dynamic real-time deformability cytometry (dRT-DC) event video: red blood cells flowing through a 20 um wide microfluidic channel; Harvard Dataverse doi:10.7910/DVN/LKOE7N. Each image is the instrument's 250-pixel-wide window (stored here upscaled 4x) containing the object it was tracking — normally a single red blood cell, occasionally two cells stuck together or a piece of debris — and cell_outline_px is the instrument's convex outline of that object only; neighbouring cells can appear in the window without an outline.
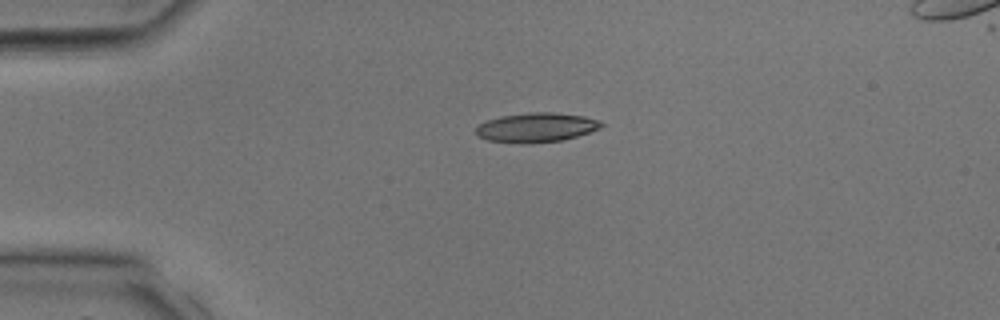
{"species": "common noctule bat (a hibernating species)", "species_latin": "Nyctalus noctula", "temperature_condition": "room temperature", "stored_images_in_passage": 26, "camera_frame_rate_fps": 3000, "um_per_image_px": 0.085, "animal": {"sex": "male", "body_mass_g": 17.9, "forearm_length_mm": 54.2}, "frame": {"image": 1, "passage_image": 1, "time_ms": 0.0, "image_size_px": [1000, 320], "cell_outline_px": [[604, 124], [600, 128], [576, 136], [560, 140], [524, 144], [488, 140], [476, 136], [476, 128], [480, 124], [488, 120], [500, 116], [528, 112], [552, 112], [584, 116], [600, 120]], "centroid_in_image_um": [45.57, 10.83], "position_along_channel_um": 39.4, "area_um2": 21.39}}
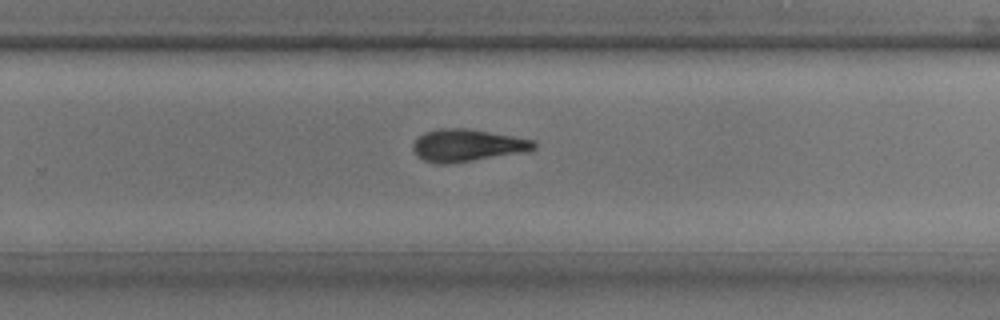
{"frame": {"image": 2, "passage_image": 15, "time_ms": 4.667, "image_size_px": [1000, 320], "cell_outline_px": [[536, 148], [532, 152], [444, 164], [436, 164], [424, 160], [416, 156], [412, 148], [412, 144], [424, 132], [440, 128], [464, 128], [536, 140]], "centroid_in_image_um": [39.75, 12.37], "position_along_channel_um": 290.0, "area_um2": 22.95}}
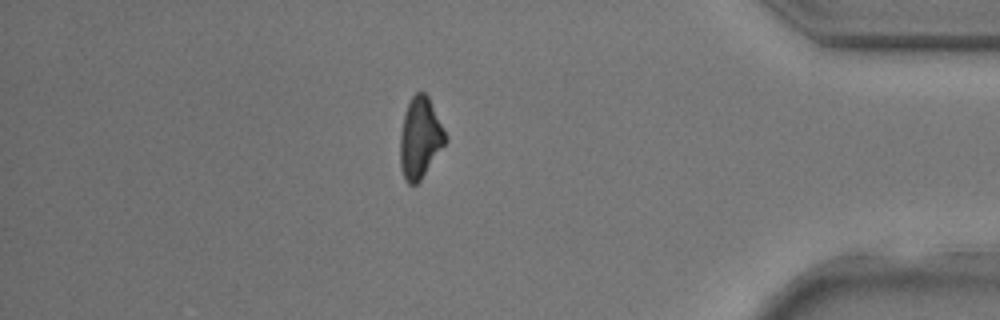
{"frame": {"image": 3, "passage_image": 22, "time_ms": 7.0, "image_size_px": [1000, 320], "cell_outline_px": [[448, 140], [420, 180], [416, 184], [408, 184], [404, 176], [400, 164], [400, 132], [404, 112], [412, 96], [416, 92], [424, 92], [428, 96], [448, 136]], "centroid_in_image_um": [35.71, 11.7], "position_along_channel_um": 399.5, "area_um2": 21.33}}